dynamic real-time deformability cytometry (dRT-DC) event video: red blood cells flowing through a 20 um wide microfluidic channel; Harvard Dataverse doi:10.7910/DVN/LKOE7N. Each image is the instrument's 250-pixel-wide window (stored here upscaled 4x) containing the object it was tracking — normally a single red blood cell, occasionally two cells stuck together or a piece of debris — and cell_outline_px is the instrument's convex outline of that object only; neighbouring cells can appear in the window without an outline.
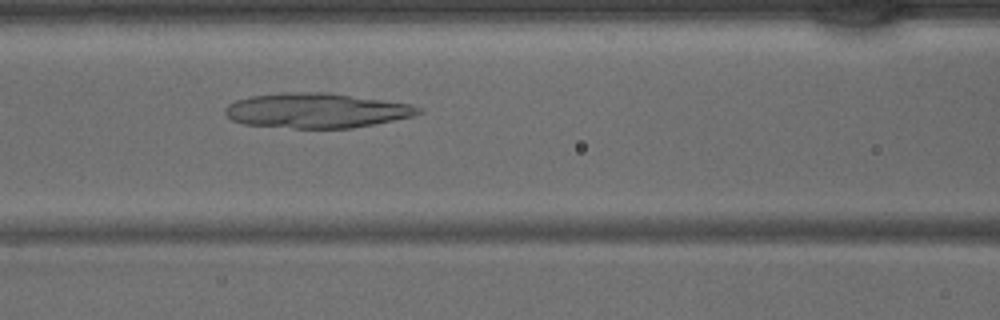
{"species": "common noctule bat (a hibernating species)", "species_latin": "Nyctalus noctula", "temperature_condition": "warm", "stored_images_in_passage": 42, "camera_frame_rate_fps": 3000, "um_per_image_px": 0.085, "animal": {"sex": "male", "body_mass_g": 15.6}, "frame": {"image": 1, "passage_image": 18, "time_ms": 5.667, "image_size_px": [1000, 320], "cell_outline_px": [[424, 112], [412, 116], [352, 128], [292, 128], [244, 124], [232, 120], [224, 112], [224, 108], [228, 104], [236, 100], [248, 96], [284, 92], [328, 92], [412, 104], [424, 108]], "centroid_in_image_um": [26.9, 9.38], "position_along_channel_um": 139.7, "area_um2": 39.42}}
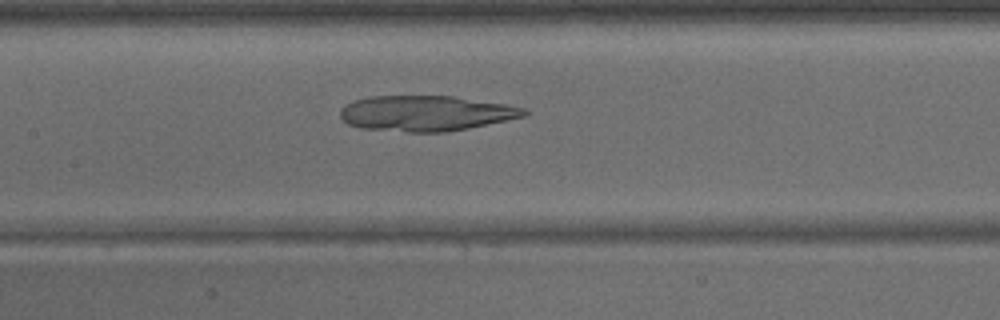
{"frame": {"image": 2, "passage_image": 20, "time_ms": 6.333, "image_size_px": [1000, 320], "cell_outline_px": [[528, 112], [524, 116], [508, 120], [468, 128], [444, 132], [408, 132], [360, 128], [348, 124], [340, 116], [340, 108], [352, 100], [368, 96], [452, 96], [504, 104], [524, 108]], "centroid_in_image_um": [36.15, 9.63], "position_along_channel_um": 171.3, "area_um2": 37.92}}
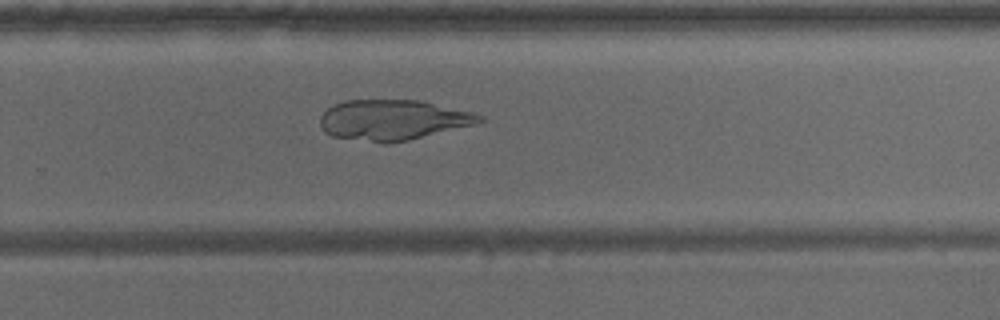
{"frame": {"image": 3, "passage_image": 28, "time_ms": 9.0, "image_size_px": [1000, 320], "cell_outline_px": [[488, 120], [476, 124], [408, 140], [388, 144], [384, 144], [332, 136], [324, 132], [320, 128], [320, 116], [328, 108], [344, 100], [416, 100], [472, 112], [484, 116]], "centroid_in_image_um": [33.38, 10.21], "position_along_channel_um": 296.4, "area_um2": 37.51}}